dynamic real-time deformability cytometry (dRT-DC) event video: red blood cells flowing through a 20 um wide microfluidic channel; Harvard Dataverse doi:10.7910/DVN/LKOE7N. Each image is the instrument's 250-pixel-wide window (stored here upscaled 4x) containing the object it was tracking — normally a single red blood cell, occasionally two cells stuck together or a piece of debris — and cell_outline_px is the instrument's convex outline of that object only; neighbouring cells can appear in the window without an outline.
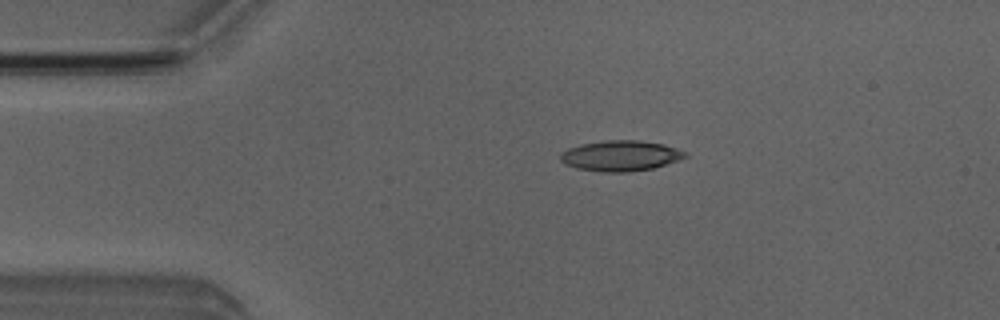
{"species": "Egyptian fruit bat (a non-hibernating species)", "species_latin": "Rousettus aegyptiacus", "temperature_condition": "room temperature", "stored_images_in_passage": 5, "camera_frame_rate_fps": 3000, "um_per_image_px": 0.085, "animal": {"sex": "male"}, "frame": {"image": 1, "passage_image": 3, "time_ms": 2.333, "image_size_px": [1000, 320], "cell_outline_px": [[688, 156], [652, 168], [628, 172], [604, 172], [576, 168], [564, 164], [560, 160], [560, 152], [568, 148], [580, 144], [604, 140], [640, 140], [664, 144], [688, 152]], "centroid_in_image_um": [52.71, 13.23], "position_along_channel_um": 32.3, "area_um2": 22.25}}